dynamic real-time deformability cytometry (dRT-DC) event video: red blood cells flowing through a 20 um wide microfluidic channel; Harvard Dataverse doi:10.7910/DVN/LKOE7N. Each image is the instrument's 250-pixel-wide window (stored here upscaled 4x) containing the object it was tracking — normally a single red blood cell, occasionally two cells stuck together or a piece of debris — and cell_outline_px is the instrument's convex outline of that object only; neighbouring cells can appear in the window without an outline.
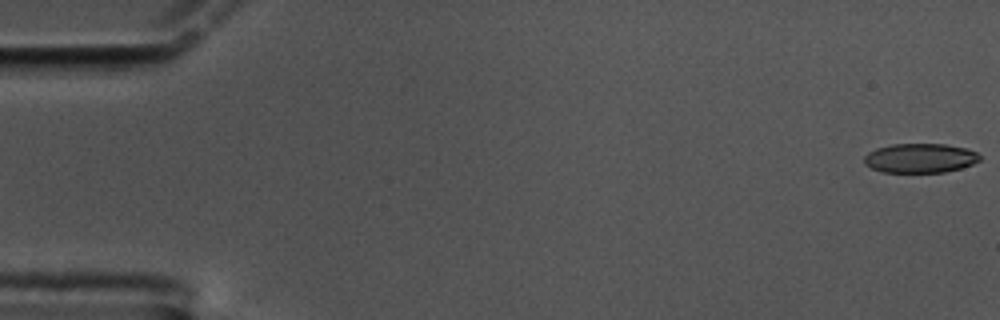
{"species": "common noctule bat (a hibernating species)", "species_latin": "Nyctalus noctula", "temperature_condition": "cold", "stored_images_in_passage": 59, "camera_frame_rate_fps": 3000, "um_per_image_px": 0.085, "animal": {"sex": "male", "body_mass_g": 17.5, "forearm_length_mm": 52.3}, "frame": {"image": 1, "passage_image": 1, "time_ms": 0.0, "image_size_px": [1000, 320], "cell_outline_px": [[980, 160], [972, 164], [960, 168], [944, 172], [884, 172], [872, 168], [864, 164], [864, 156], [868, 152], [876, 148], [892, 144], [944, 144], [964, 148], [976, 152], [980, 156]], "centroid_in_image_um": [78.18, 13.44], "position_along_channel_um": 6.8, "area_um2": 19.65}}
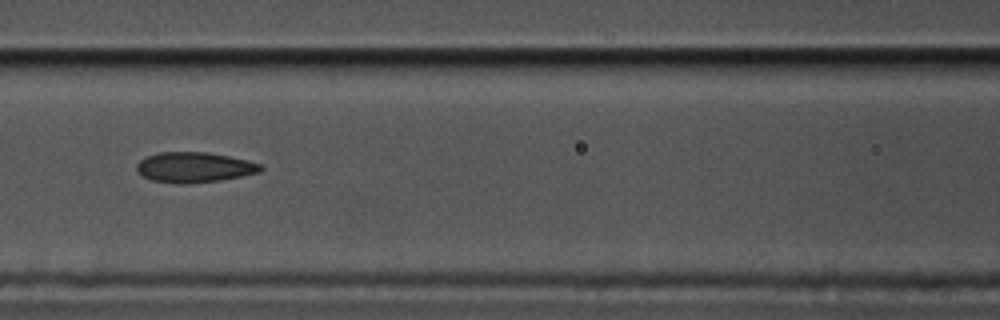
{"frame": {"image": 2, "passage_image": 26, "time_ms": 8.333, "image_size_px": [1000, 320], "cell_outline_px": [[264, 168], [260, 172], [220, 180], [184, 184], [152, 180], [144, 176], [136, 168], [136, 164], [140, 160], [148, 156], [160, 152], [208, 152], [248, 160], [260, 164]], "centroid_in_image_um": [16.53, 14.21], "position_along_channel_um": 150.1, "area_um2": 21.62}}
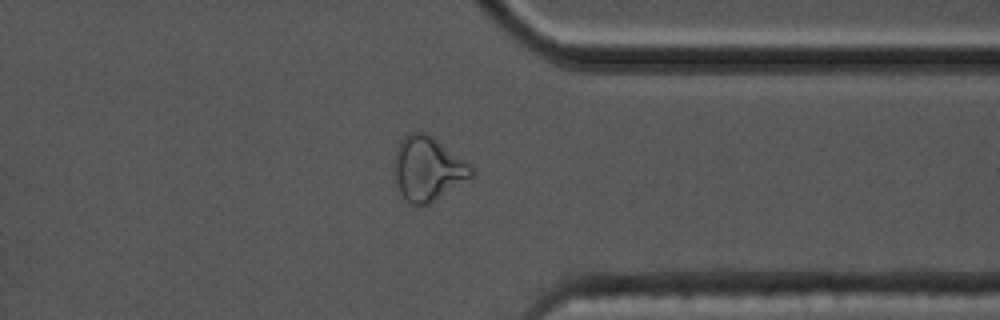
{"frame": {"image": 3, "passage_image": 46, "time_ms": 15.0, "image_size_px": [1000, 320], "cell_outline_px": [[472, 176], [424, 208], [412, 204], [400, 192], [392, 168], [396, 148], [400, 140], [408, 132], [424, 132], [432, 136], [472, 164]], "centroid_in_image_um": [36.34, 14.33], "position_along_channel_um": 375.1, "area_um2": 29.07}, "authors_computed_cell_mechanics": {"area_um2": 21.5594, "velocity_mm_per_s": 3.4356, "shape_relaxation_time_tau1_ms": null, "shape_relaxation_time_tau2_ms": 2.2729, "deformation_change_tau1": null, "deformation_change_tau2": 0.0931}}